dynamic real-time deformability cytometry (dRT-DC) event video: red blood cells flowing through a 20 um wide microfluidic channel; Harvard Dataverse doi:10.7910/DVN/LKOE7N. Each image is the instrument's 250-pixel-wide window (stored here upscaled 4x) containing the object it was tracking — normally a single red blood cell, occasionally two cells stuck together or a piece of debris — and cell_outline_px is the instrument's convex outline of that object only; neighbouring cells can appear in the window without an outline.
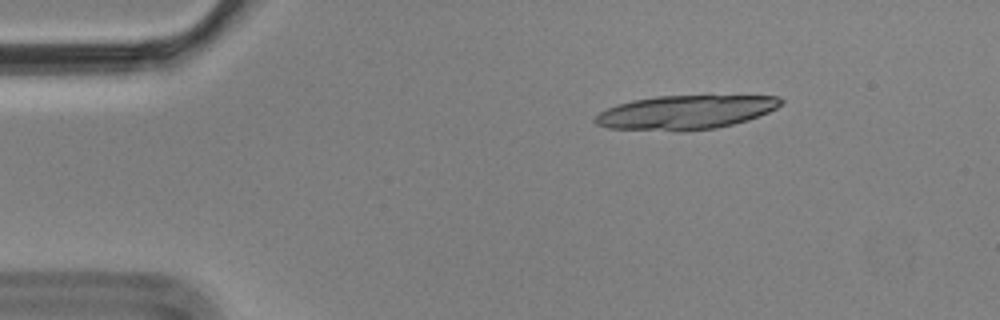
{"species": "Egyptian fruit bat (a non-hibernating species)", "species_latin": "Rousettus aegyptiacus", "temperature_condition": "cold", "stored_images_in_passage": 6, "camera_frame_rate_fps": 3000, "um_per_image_px": 0.085, "animal": {"sex": "male"}, "frame": {"image": 1, "passage_image": 3, "time_ms": 0.667, "image_size_px": [1000, 320], "cell_outline_px": [[784, 100], [776, 108], [768, 112], [748, 120], [716, 128], [684, 132], [680, 132], [608, 128], [596, 124], [592, 120], [600, 112], [608, 108], [632, 100], [656, 96], [780, 96]], "centroid_in_image_um": [58.25, 9.56], "position_along_channel_um": 26.8, "area_um2": 36.82}}